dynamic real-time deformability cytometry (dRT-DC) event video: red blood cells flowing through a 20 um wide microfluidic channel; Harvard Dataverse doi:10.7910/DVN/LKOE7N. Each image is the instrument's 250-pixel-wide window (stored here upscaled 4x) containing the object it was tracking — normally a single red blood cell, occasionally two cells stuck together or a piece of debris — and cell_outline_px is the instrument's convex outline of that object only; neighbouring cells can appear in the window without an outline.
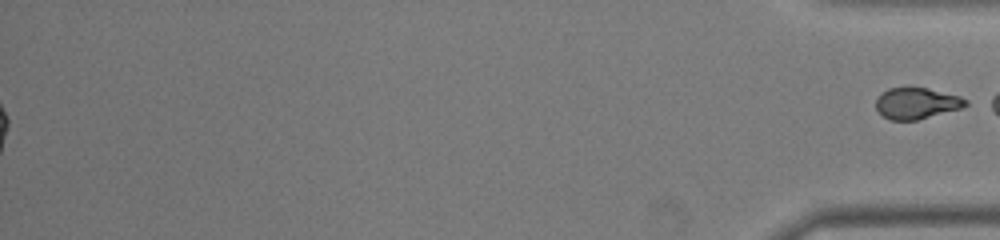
{"species": "common noctule bat (a hibernating species)", "species_latin": "Nyctalus noctula", "temperature_condition": "warm", "stored_images_in_passage": 51, "segment_of_instrument_passage": [2, 2], "camera_frame_rate_fps": 3000, "um_per_image_px": 0.085, "animal": {"sex": "male", "body_mass_g": 19.0, "forearm_length_mm": 50.8}, "frame": {"image": 1, "passage_image": 51, "time_ms": 16.667, "image_size_px": [1000, 240], "cell_outline_px": [[968, 104], [960, 108], [916, 120], [888, 120], [876, 108], [876, 100], [888, 88], [928, 88], [960, 96], [968, 100]], "centroid_in_image_um": [77.92, 8.78], "position_along_channel_um": 357.3, "area_um2": 16.01}}